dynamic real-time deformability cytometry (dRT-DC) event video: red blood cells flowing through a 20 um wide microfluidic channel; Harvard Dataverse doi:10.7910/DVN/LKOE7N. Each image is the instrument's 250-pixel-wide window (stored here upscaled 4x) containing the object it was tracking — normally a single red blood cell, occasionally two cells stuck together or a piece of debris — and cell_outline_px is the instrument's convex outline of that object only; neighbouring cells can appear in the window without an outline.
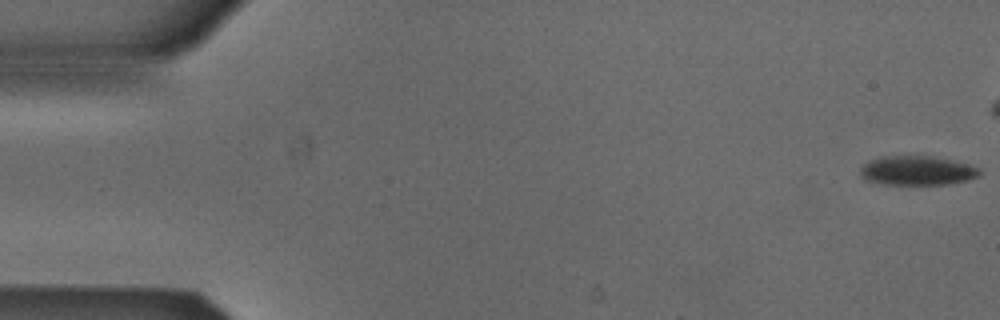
{"species": "Egyptian fruit bat (a non-hibernating species)", "species_latin": "Rousettus aegyptiacus", "temperature_condition": "cold", "stored_images_in_passage": 44, "camera_frame_rate_fps": 3000, "um_per_image_px": 0.085, "animal": {"sex": "male"}, "frame": {"image": 1, "passage_image": 1, "time_ms": 0.0, "image_size_px": [1000, 320], "cell_outline_px": [[980, 176], [968, 180], [948, 184], [884, 184], [864, 180], [860, 176], [860, 168], [868, 160], [880, 156], [932, 156], [968, 164], [980, 168]], "centroid_in_image_um": [77.93, 14.5], "position_along_channel_um": 7.1, "area_um2": 20.46}}
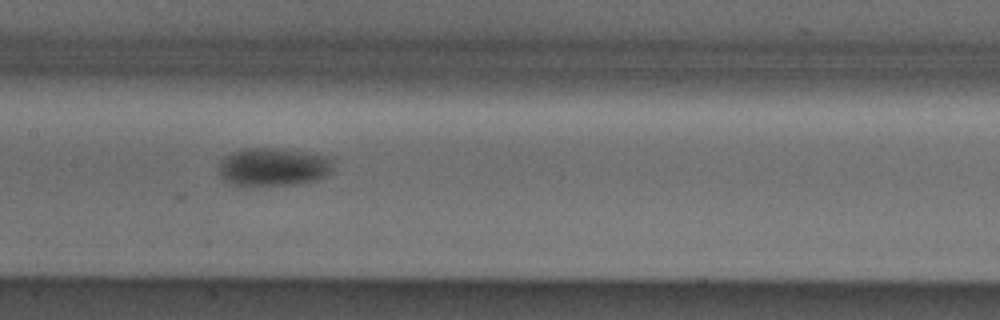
{"frame": {"image": 2, "passage_image": 26, "time_ms": 8.333, "image_size_px": [1000, 320], "cell_outline_px": [[332, 164], [328, 172], [324, 176], [316, 180], [296, 184], [236, 184], [224, 180], [220, 176], [220, 164], [232, 152], [244, 148], [268, 148], [300, 152], [324, 156], [332, 160]], "centroid_in_image_um": [23.21, 14.18], "position_along_channel_um": 184.2, "area_um2": 24.28}}
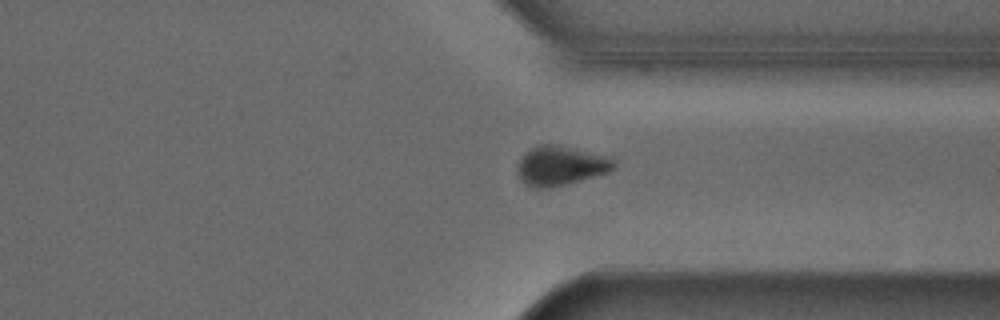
{"frame": {"image": 3, "passage_image": 40, "time_ms": 13.0, "image_size_px": [1000, 320], "cell_outline_px": [[616, 168], [608, 172], [552, 188], [532, 188], [524, 184], [520, 180], [516, 172], [520, 160], [532, 148], [544, 144], [552, 144], [612, 156], [616, 160]], "centroid_in_image_um": [47.69, 14.11], "position_along_channel_um": 363.7, "area_um2": 22.2}}